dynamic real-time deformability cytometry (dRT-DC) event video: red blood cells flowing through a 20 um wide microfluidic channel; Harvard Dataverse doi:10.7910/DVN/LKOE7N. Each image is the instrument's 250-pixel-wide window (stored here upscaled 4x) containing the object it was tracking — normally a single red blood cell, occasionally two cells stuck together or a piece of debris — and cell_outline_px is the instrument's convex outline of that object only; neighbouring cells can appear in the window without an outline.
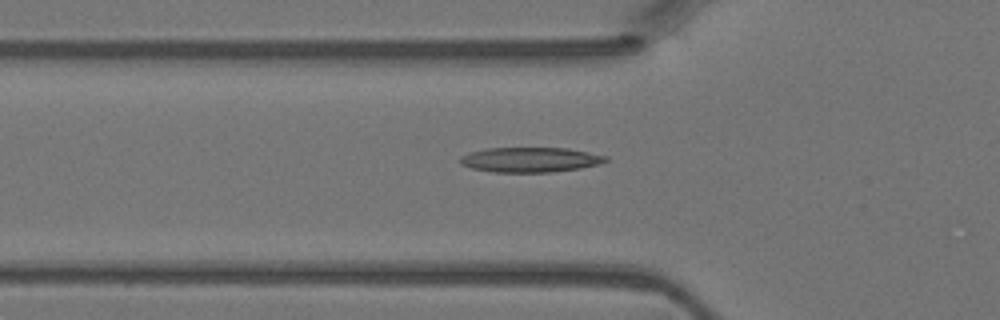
{"species": "Egyptian fruit bat (a non-hibernating species)", "species_latin": "Rousettus aegyptiacus", "temperature_condition": "warm", "stored_images_in_passage": 41, "camera_frame_rate_fps": 3000, "um_per_image_px": 0.085, "animal": {"sex": "female"}, "frame": {"image": 1, "passage_image": 10, "time_ms": 3.0, "image_size_px": [1000, 320], "cell_outline_px": [[608, 160], [600, 164], [580, 168], [552, 172], [492, 172], [472, 168], [460, 164], [460, 156], [472, 152], [488, 148], [568, 148], [608, 156]], "centroid_in_image_um": [45.09, 13.58], "position_along_channel_um": 80.7, "area_um2": 21.1}}
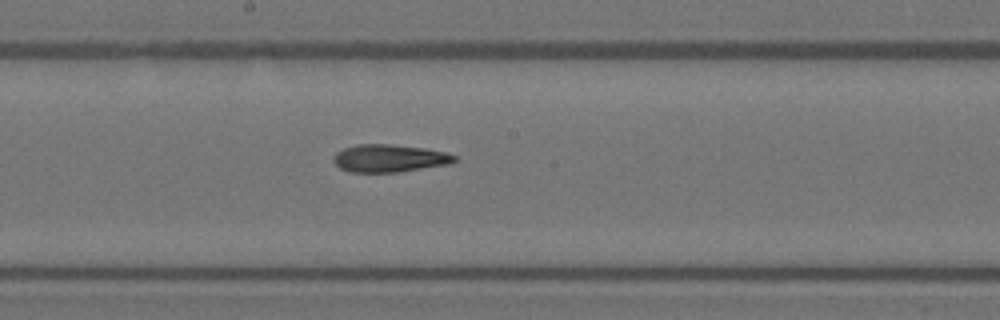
{"frame": {"image": 2, "passage_image": 19, "time_ms": 6.0, "image_size_px": [1000, 320], "cell_outline_px": [[460, 160], [448, 164], [396, 172], [352, 172], [340, 168], [332, 160], [332, 156], [336, 152], [344, 148], [356, 144], [388, 144], [424, 148], [444, 152], [456, 156]], "centroid_in_image_um": [33.07, 13.45], "position_along_channel_um": 215.1, "area_um2": 19.42}}
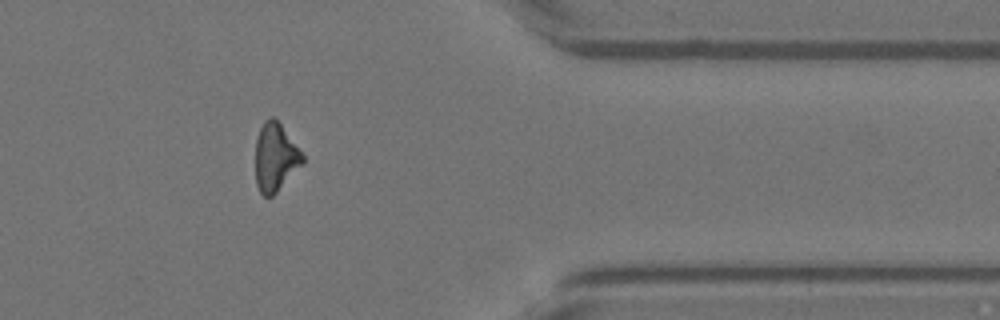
{"frame": {"image": 3, "passage_image": 32, "time_ms": 10.333, "image_size_px": [1000, 320], "cell_outline_px": [[304, 164], [272, 196], [264, 196], [260, 192], [256, 184], [256, 140], [260, 128], [264, 120], [268, 116], [272, 116], [280, 124], [304, 156]], "centroid_in_image_um": [23.4, 13.38], "position_along_channel_um": 388.0, "area_um2": 18.55}}